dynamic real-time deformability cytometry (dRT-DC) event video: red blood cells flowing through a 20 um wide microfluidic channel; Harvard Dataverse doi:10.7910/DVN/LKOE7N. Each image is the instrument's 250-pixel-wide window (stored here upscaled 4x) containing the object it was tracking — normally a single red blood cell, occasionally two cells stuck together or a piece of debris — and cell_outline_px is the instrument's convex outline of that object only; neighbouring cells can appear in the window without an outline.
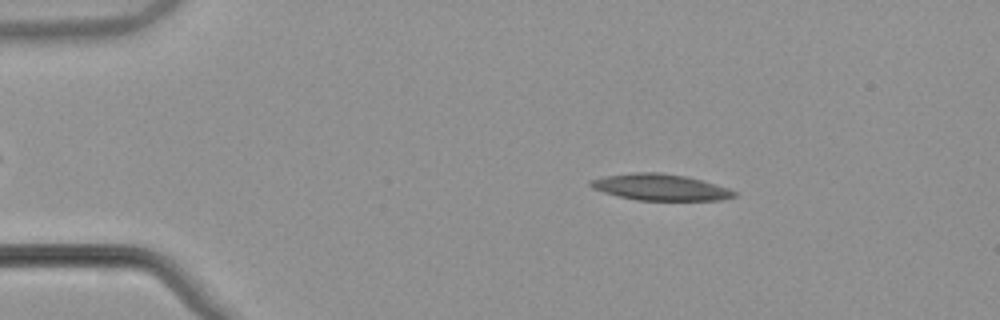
{"species": "common noctule bat (a hibernating species)", "species_latin": "Nyctalus noctula", "temperature_condition": "warm", "stored_images_in_passage": 55, "camera_frame_rate_fps": 3000, "um_per_image_px": 0.085, "animal": {"sex": "male", "body_mass_g": 21.5, "forearm_length_mm": 52.0}, "frame": {"image": 1, "passage_image": 9, "time_ms": 2.667, "image_size_px": [1000, 320], "cell_outline_px": [[736, 196], [720, 200], [636, 200], [604, 192], [592, 188], [588, 184], [592, 180], [604, 176], [636, 172], [660, 172], [684, 176], [700, 180], [728, 188], [736, 192]], "centroid_in_image_um": [56.11, 15.91], "position_along_channel_um": 28.9, "area_um2": 21.73}}
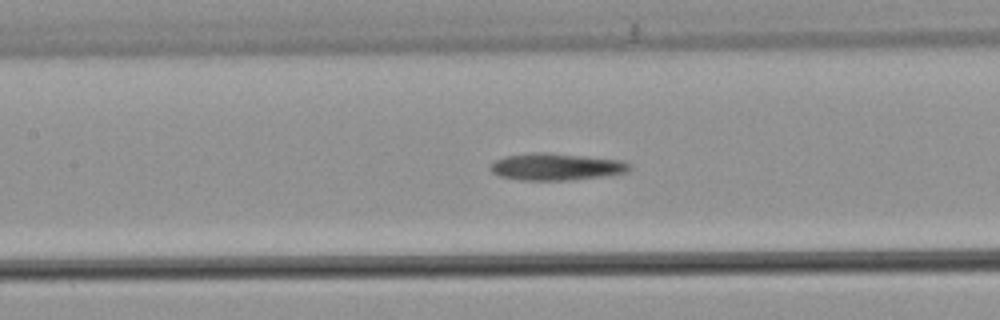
{"frame": {"image": 2, "passage_image": 25, "time_ms": 8.0, "image_size_px": [1000, 320], "cell_outline_px": [[632, 168], [624, 172], [600, 176], [568, 180], [524, 180], [500, 176], [492, 172], [492, 164], [496, 160], [504, 156], [536, 152], [544, 152], [584, 156], [620, 160], [628, 164]], "centroid_in_image_um": [47.24, 14.17], "position_along_channel_um": 160.2, "area_um2": 21.33}}
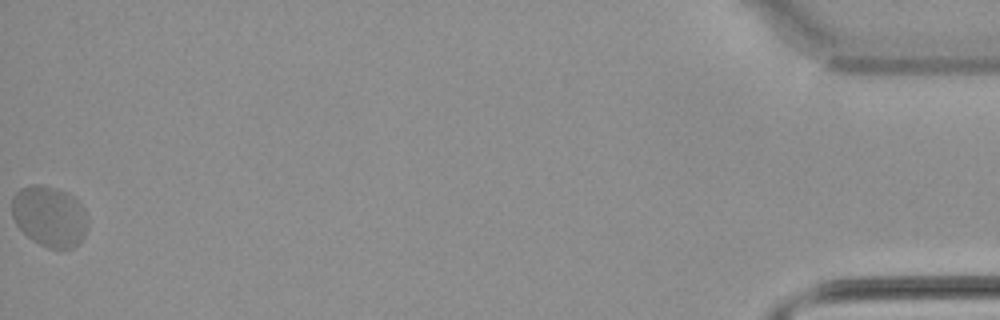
{"frame": {"image": 3, "passage_image": 55, "time_ms": 18.0, "image_size_px": [1000, 320], "cell_outline_px": [[88, 228], [84, 236], [72, 248], [48, 248], [32, 240], [16, 224], [12, 216], [12, 196], [20, 188], [32, 184], [40, 184], [56, 188], [68, 192], [84, 208], [88, 216]], "centroid_in_image_um": [4.21, 18.36], "position_along_channel_um": 431.0, "area_um2": 26.99}, "authors_computed_cell_mechanics": {"area_um2": 22.0218, "velocity_mm_per_s": 3.7112, "shape_relaxation_time_tau1_ms": null, "shape_relaxation_time_tau2_ms": 1.2897, "deformation_change_tau1": null, "deformation_change_tau2": 0.0451}}